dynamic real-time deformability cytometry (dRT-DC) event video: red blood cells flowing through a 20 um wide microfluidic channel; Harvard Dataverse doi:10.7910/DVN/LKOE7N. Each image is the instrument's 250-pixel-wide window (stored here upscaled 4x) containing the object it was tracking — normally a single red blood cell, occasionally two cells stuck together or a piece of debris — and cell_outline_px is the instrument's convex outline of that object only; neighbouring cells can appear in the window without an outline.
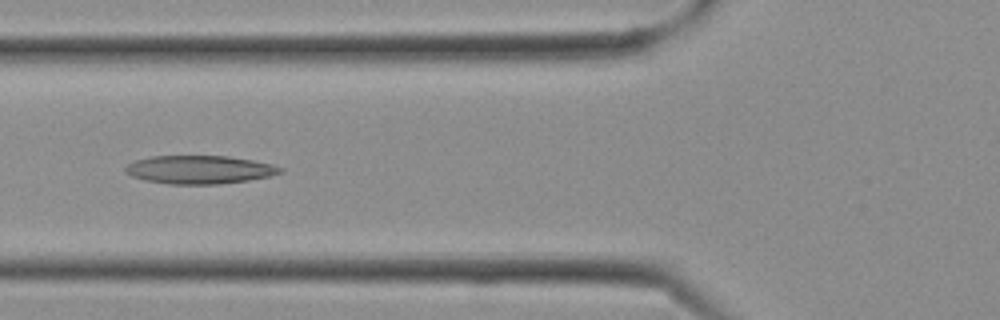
{"species": "Egyptian fruit bat (a non-hibernating species)", "species_latin": "Rousettus aegyptiacus", "temperature_condition": "cold", "stored_images_in_passage": 13, "camera_frame_rate_fps": 3000, "um_per_image_px": 0.085, "frame": {"image": 1, "passage_image": 10, "time_ms": 3.0, "image_size_px": [1000, 320], "cell_outline_px": [[284, 172], [272, 176], [248, 180], [216, 184], [168, 184], [144, 180], [132, 176], [124, 172], [124, 168], [128, 164], [136, 160], [152, 156], [228, 156], [252, 160], [272, 164], [284, 168]], "centroid_in_image_um": [16.97, 14.42], "position_along_channel_um": 108.8, "area_um2": 25.61}}
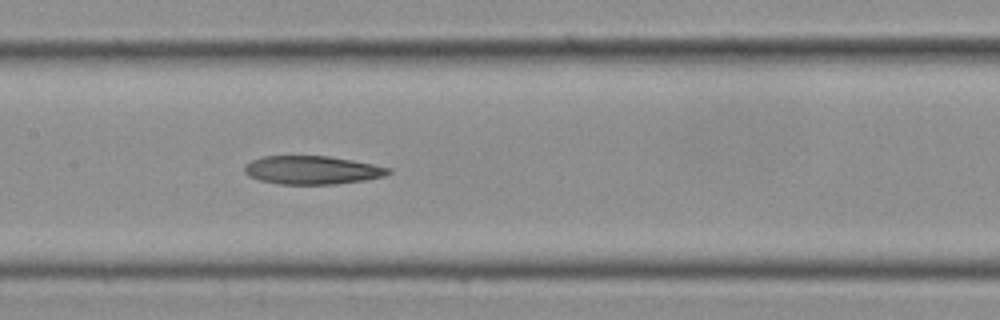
{"frame": {"image": 2, "passage_image": 13, "time_ms": 4.0, "image_size_px": [1000, 320], "cell_outline_px": [[392, 172], [384, 176], [364, 180], [336, 184], [280, 184], [260, 180], [248, 176], [244, 172], [244, 164], [252, 160], [264, 156], [328, 156], [352, 160], [392, 168]], "centroid_in_image_um": [26.52, 14.45], "position_along_channel_um": 180.9, "area_um2": 23.81}}